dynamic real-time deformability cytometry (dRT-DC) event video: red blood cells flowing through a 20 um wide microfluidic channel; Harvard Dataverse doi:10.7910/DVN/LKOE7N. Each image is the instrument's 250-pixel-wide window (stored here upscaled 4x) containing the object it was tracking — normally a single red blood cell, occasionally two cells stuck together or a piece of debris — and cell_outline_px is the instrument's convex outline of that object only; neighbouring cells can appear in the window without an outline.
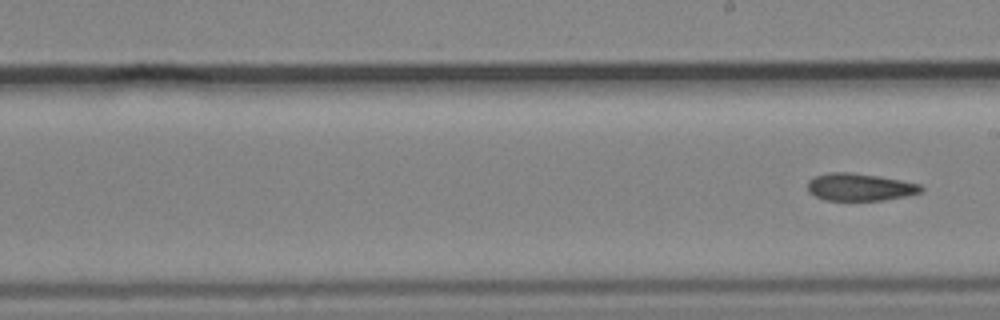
{"species": "common noctule bat (a hibernating species)", "species_latin": "Nyctalus noctula", "temperature_condition": "cold", "stored_images_in_passage": 8, "segment_of_instrument_passage": [2, 2], "camera_frame_rate_fps": 3000, "um_per_image_px": 0.085, "animal": {"sex": "male", "body_mass_g": 19.2, "forearm_length_mm": 51.8}, "frame": {"image": 1, "passage_image": 8, "time_ms": 2.333, "image_size_px": [1000, 320], "cell_outline_px": [[924, 188], [920, 192], [904, 196], [884, 200], [828, 200], [816, 196], [808, 192], [808, 180], [812, 176], [828, 172], [852, 172], [900, 180], [920, 184]], "centroid_in_image_um": [73.03, 15.89], "position_along_channel_um": 216.0, "area_um2": 18.03}}